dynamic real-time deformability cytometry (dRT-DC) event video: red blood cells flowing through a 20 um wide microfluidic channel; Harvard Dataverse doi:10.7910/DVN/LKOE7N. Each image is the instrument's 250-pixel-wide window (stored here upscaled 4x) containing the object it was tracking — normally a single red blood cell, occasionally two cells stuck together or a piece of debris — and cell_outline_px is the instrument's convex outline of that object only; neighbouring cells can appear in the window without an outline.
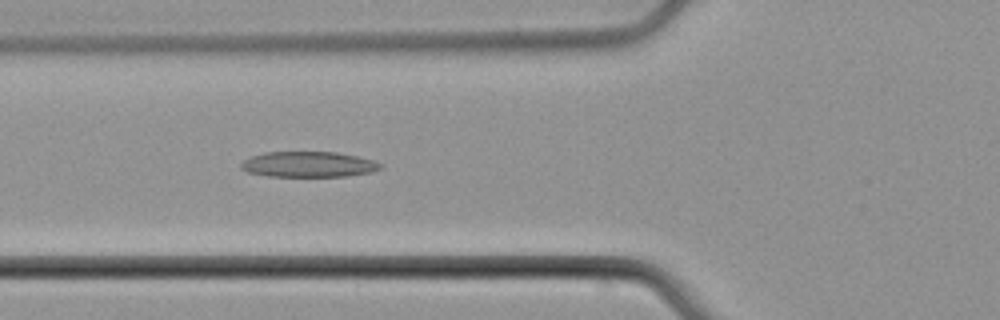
{"species": "common noctule bat (a hibernating species)", "species_latin": "Nyctalus noctula", "temperature_condition": "cold", "stored_images_in_passage": 2, "camera_frame_rate_fps": 3000, "um_per_image_px": 0.085, "animal": {"sex": "male", "body_mass_g": 21.5, "forearm_length_mm": 52.0}, "frame": {"image": 1, "passage_image": 2, "time_ms": 1.0, "image_size_px": [1000, 320], "cell_outline_px": [[384, 168], [372, 172], [348, 176], [268, 176], [248, 172], [240, 168], [240, 164], [244, 160], [252, 156], [264, 152], [336, 152], [356, 156], [372, 160], [384, 164]], "centroid_in_image_um": [26.25, 13.97], "position_along_channel_um": 99.5, "area_um2": 20.81}}